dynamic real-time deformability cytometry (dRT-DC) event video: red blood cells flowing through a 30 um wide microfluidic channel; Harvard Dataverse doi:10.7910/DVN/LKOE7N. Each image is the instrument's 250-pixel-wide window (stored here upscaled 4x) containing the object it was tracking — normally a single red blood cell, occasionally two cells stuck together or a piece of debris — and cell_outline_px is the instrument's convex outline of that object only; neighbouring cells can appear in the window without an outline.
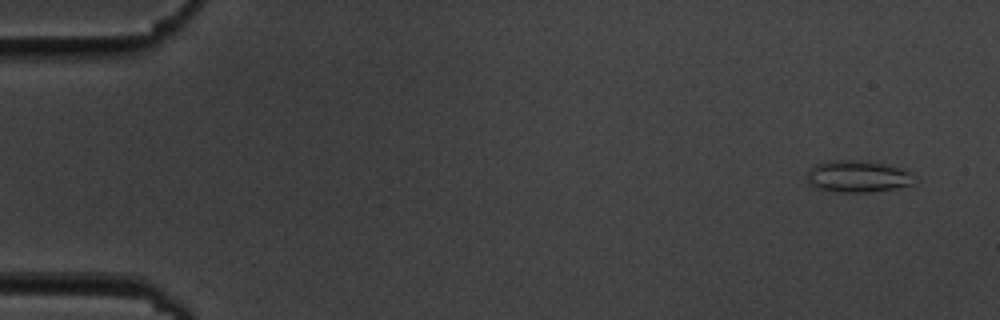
{"species": "common noctule bat (a hibernating species)", "species_latin": "Nyctalus noctula", "temperature_condition": "cold", "stored_images_in_passage": 53, "camera_frame_rate_fps": 3000, "um_per_image_px": 0.085, "animal": {"sex": "male", "body_mass_g": 19.5, "forearm_length_mm": 54.6}, "frame": {"image": 1, "passage_image": 1, "time_ms": 0.0, "image_size_px": [1000, 320], "cell_outline_px": [[908, 184], [896, 188], [868, 192], [840, 192], [820, 188], [812, 184], [808, 180], [808, 172], [816, 164], [828, 160], [860, 160], [884, 164], [900, 168], [908, 172]], "centroid_in_image_um": [72.81, 14.98], "position_along_channel_um": 12.2, "area_um2": 19.02}}
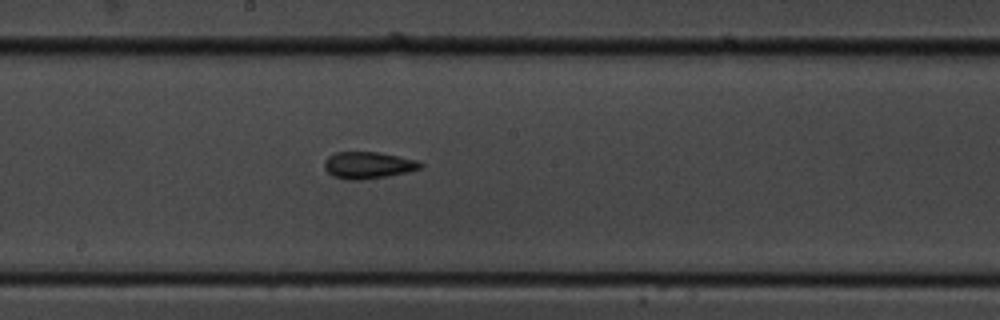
{"frame": {"image": 2, "passage_image": 28, "time_ms": 9.0, "image_size_px": [1000, 320], "cell_outline_px": [[424, 164], [420, 168], [408, 172], [388, 176], [360, 180], [348, 180], [332, 176], [324, 168], [324, 160], [328, 156], [336, 152], [380, 152], [420, 160]], "centroid_in_image_um": [31.31, 14.03], "position_along_channel_um": 216.9, "area_um2": 15.26}}
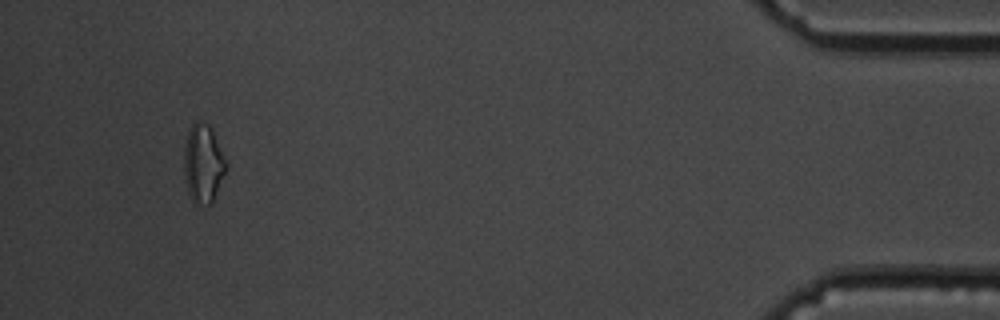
{"frame": {"image": 3, "passage_image": 50, "time_ms": 16.333, "image_size_px": [1000, 320], "cell_outline_px": [[228, 164], [212, 204], [196, 204], [192, 200], [188, 192], [184, 172], [184, 148], [188, 132], [192, 124], [196, 120], [200, 120], [208, 124], [212, 128]], "centroid_in_image_um": [17.28, 13.88], "position_along_channel_um": 417.9, "area_um2": 19.31}, "authors_computed_cell_mechanics": {"area_um2": 15.2592, "velocity_mm_per_s": 3.6554, "shape_relaxation_time_tau1_ms": null, "shape_relaxation_time_tau2_ms": 4.946, "deformation_change_tau1": null, "deformation_change_tau2": 0.1119}}